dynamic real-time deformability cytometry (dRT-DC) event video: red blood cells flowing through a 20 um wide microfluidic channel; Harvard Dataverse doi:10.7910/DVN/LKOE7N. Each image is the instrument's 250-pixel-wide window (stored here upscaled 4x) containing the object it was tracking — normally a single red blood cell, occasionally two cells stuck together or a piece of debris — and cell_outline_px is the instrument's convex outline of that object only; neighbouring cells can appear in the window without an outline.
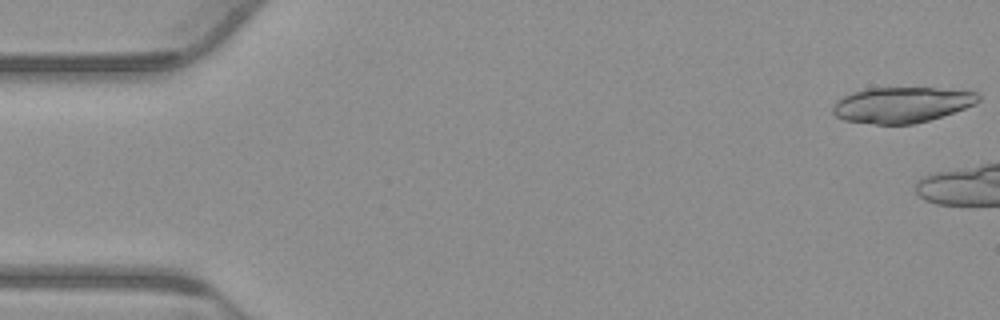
{"species": "common noctule bat (a hibernating species)", "species_latin": "Nyctalus noctula", "temperature_condition": "warm", "stored_images_in_passage": 14, "camera_frame_rate_fps": 3000, "um_per_image_px": 0.085, "animal": {"sex": "male", "body_mass_g": 23.1, "forearm_length_mm": 52.7}, "frame": {"image": 1, "passage_image": 1, "time_ms": 0.0, "image_size_px": [1000, 320], "cell_outline_px": [[980, 100], [976, 104], [928, 120], [912, 124], [876, 124], [844, 120], [836, 116], [832, 112], [832, 104], [836, 100], [852, 92], [864, 88], [936, 88], [976, 92], [980, 96]], "centroid_in_image_um": [76.6, 8.9], "position_along_channel_um": 8.4, "area_um2": 30.11}}